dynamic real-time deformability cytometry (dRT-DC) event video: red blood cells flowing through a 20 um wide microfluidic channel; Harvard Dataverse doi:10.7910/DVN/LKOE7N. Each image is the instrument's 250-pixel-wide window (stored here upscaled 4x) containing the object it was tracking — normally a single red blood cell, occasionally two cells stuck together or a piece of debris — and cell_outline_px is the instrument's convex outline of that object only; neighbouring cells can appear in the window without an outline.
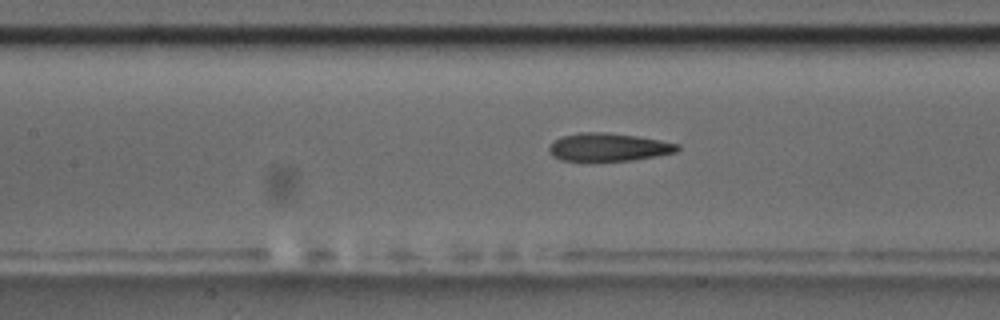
{"species": "common noctule bat (a hibernating species)", "species_latin": "Nyctalus noctula", "temperature_condition": "room temperature", "stored_images_in_passage": 30, "camera_frame_rate_fps": 3000, "um_per_image_px": 0.085, "animal": {"sex": "male", "body_mass_g": 17.5, "forearm_length_mm": 52.3}, "frame": {"image": 1, "passage_image": 9, "time_ms": 2.667, "image_size_px": [1000, 320], "cell_outline_px": [[680, 148], [676, 152], [656, 156], [632, 160], [560, 160], [552, 156], [548, 152], [548, 148], [556, 140], [564, 136], [580, 132], [608, 132], [636, 136], [660, 140], [680, 144]], "centroid_in_image_um": [51.74, 12.5], "position_along_channel_um": 155.7, "area_um2": 20.75}}
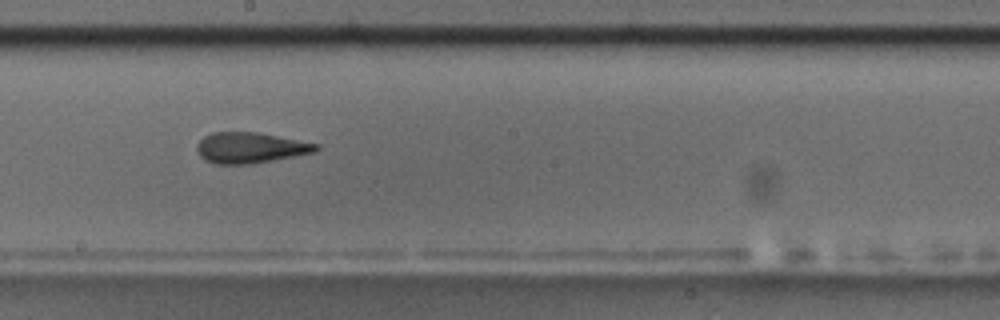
{"frame": {"image": 2, "passage_image": 15, "time_ms": 4.667, "image_size_px": [1000, 320], "cell_outline_px": [[320, 148], [316, 152], [252, 164], [216, 164], [204, 160], [200, 156], [196, 148], [196, 144], [204, 136], [212, 132], [256, 132], [320, 144]], "centroid_in_image_um": [21.27, 12.56], "position_along_channel_um": 226.9, "area_um2": 21.44}}
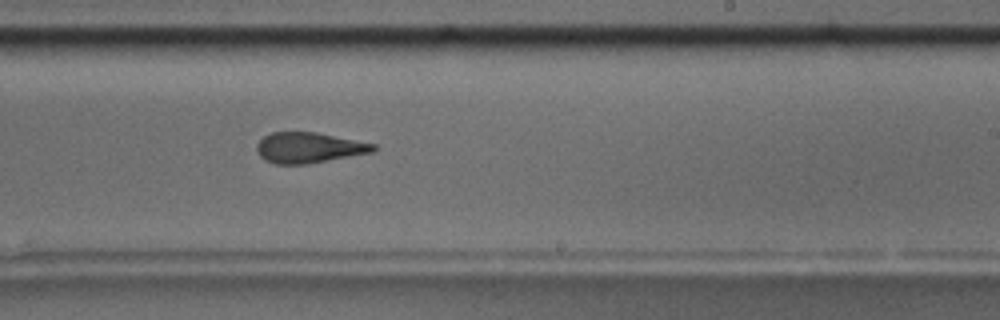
{"frame": {"image": 3, "passage_image": 18, "time_ms": 5.667, "image_size_px": [1000, 320], "cell_outline_px": [[376, 148], [372, 152], [304, 164], [276, 164], [264, 160], [260, 156], [256, 148], [256, 144], [264, 136], [272, 132], [316, 132], [376, 144]], "centroid_in_image_um": [26.21, 12.54], "position_along_channel_um": 262.8, "area_um2": 20.52}}